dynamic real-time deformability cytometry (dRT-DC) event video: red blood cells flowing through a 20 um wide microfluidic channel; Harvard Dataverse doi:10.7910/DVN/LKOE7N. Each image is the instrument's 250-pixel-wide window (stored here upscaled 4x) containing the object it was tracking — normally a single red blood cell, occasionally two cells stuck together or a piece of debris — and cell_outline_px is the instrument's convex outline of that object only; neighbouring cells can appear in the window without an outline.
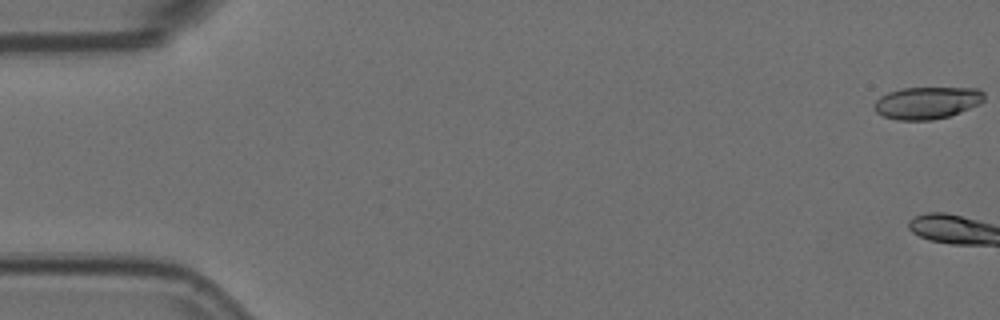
{"species": "Egyptian fruit bat (a non-hibernating species)", "species_latin": "Rousettus aegyptiacus", "temperature_condition": "room temperature", "stored_images_in_passage": 8, "camera_frame_rate_fps": 3000, "um_per_image_px": 0.085, "animal": {"sex": "female"}, "frame": {"image": 1, "passage_image": 1, "time_ms": 0.0, "image_size_px": [1000, 320], "cell_outline_px": [[984, 100], [980, 104], [960, 112], [948, 116], [932, 120], [896, 120], [884, 116], [876, 112], [872, 104], [880, 96], [888, 92], [900, 88], [980, 88], [984, 92]], "centroid_in_image_um": [78.79, 8.73], "position_along_channel_um": 6.2, "area_um2": 20.75}}